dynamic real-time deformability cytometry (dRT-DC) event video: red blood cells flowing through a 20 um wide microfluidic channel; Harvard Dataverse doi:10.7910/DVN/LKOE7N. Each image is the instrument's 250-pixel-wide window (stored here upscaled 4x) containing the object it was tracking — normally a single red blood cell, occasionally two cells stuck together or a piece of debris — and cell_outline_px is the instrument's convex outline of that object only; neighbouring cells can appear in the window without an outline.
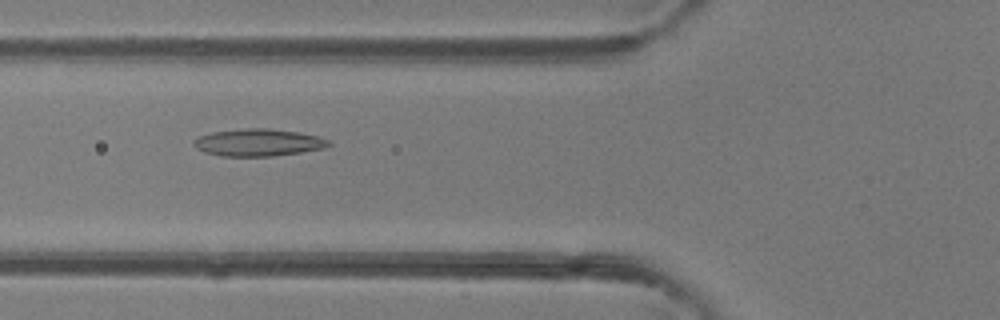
{"species": "common noctule bat (a hibernating species)", "species_latin": "Nyctalus noctula", "temperature_condition": "room temperature", "stored_images_in_passage": 34, "camera_frame_rate_fps": 3000, "um_per_image_px": 0.085, "animal": {"sex": "female"}, "frame": {"image": 1, "passage_image": 5, "time_ms": 1.333, "image_size_px": [1000, 320], "cell_outline_px": [[332, 144], [324, 148], [300, 152], [272, 156], [220, 156], [204, 152], [196, 148], [192, 144], [192, 140], [200, 136], [212, 132], [248, 128], [268, 128], [300, 132], [320, 136], [328, 140]], "centroid_in_image_um": [21.95, 12.11], "position_along_channel_um": 103.9, "area_um2": 21.5}}
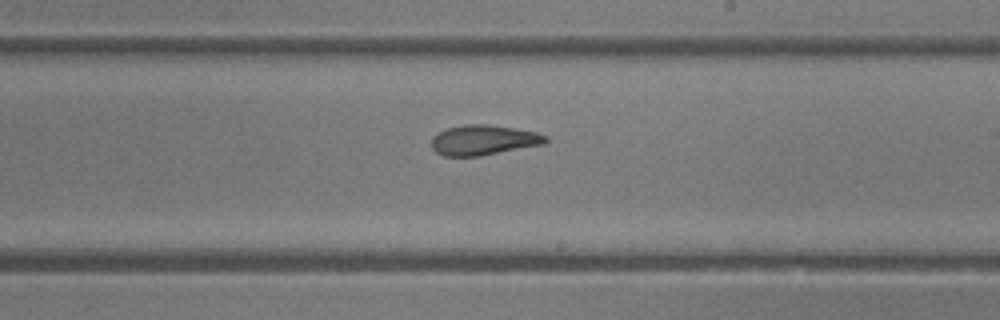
{"frame": {"image": 2, "passage_image": 15, "time_ms": 4.667, "image_size_px": [1000, 320], "cell_outline_px": [[548, 140], [544, 144], [480, 156], [444, 156], [436, 152], [432, 148], [432, 136], [448, 128], [464, 124], [488, 124], [536, 132], [548, 136]], "centroid_in_image_um": [41.1, 11.91], "position_along_channel_um": 247.9, "area_um2": 19.94}}
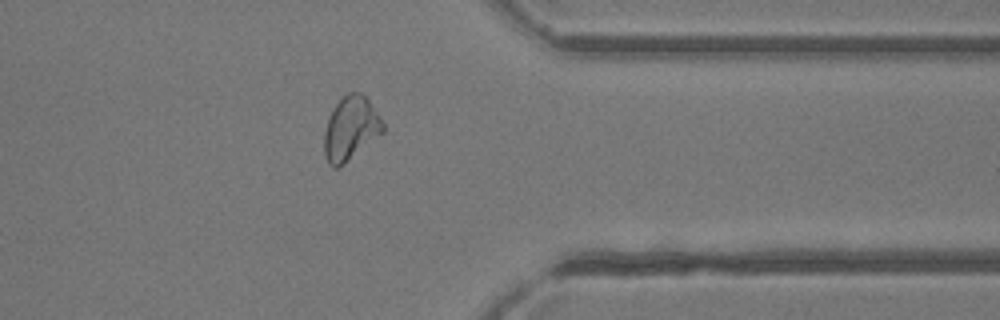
{"frame": {"image": 3, "passage_image": 25, "time_ms": 8.0, "image_size_px": [1000, 320], "cell_outline_px": [[384, 132], [340, 168], [332, 168], [328, 164], [324, 156], [324, 132], [328, 120], [336, 104], [348, 92], [364, 92], [384, 124]], "centroid_in_image_um": [29.81, 10.95], "position_along_channel_um": 381.6, "area_um2": 21.96}, "authors_computed_cell_mechanics": {"area_um2": 20.9236, "velocity_mm_per_s": 4.3098, "shape_relaxation_time_tau1_ms": null, "shape_relaxation_time_tau2_ms": 2.515, "deformation_change_tau1": null, "deformation_change_tau2": 0.1027}}